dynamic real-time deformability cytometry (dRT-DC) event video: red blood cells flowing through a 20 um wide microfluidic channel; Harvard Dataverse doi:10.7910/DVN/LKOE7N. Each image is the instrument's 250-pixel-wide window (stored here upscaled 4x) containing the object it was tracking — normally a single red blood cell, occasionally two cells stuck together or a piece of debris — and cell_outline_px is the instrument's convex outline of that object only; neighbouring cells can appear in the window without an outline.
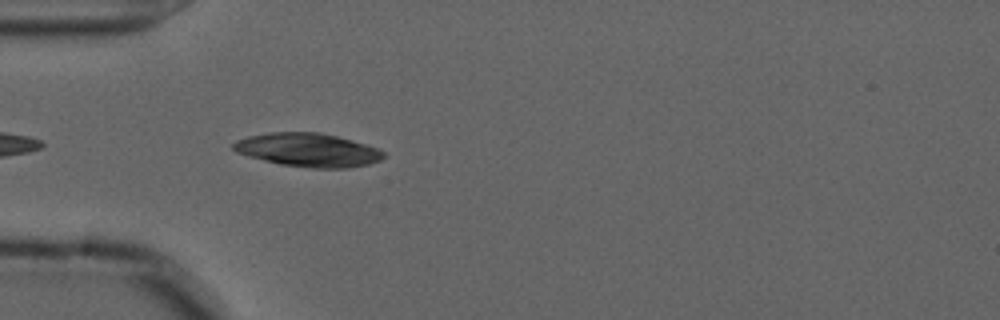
{"species": "common noctule bat (a hibernating species)", "species_latin": "Nyctalus noctula", "temperature_condition": "cold", "stored_images_in_passage": 40, "camera_frame_rate_fps": 3000, "um_per_image_px": 0.085, "animal": {"sex": "male", "forearm_length_mm": 52.5}, "frame": {"image": 1, "passage_image": 3, "time_ms": 0.667, "image_size_px": [1000, 320], "cell_outline_px": [[384, 156], [380, 160], [368, 164], [348, 168], [312, 168], [280, 164], [248, 156], [236, 152], [232, 148], [232, 144], [236, 140], [248, 136], [268, 132], [320, 132], [368, 144], [384, 152]], "centroid_in_image_um": [26.16, 12.74], "position_along_channel_um": 58.8, "area_um2": 29.36}}
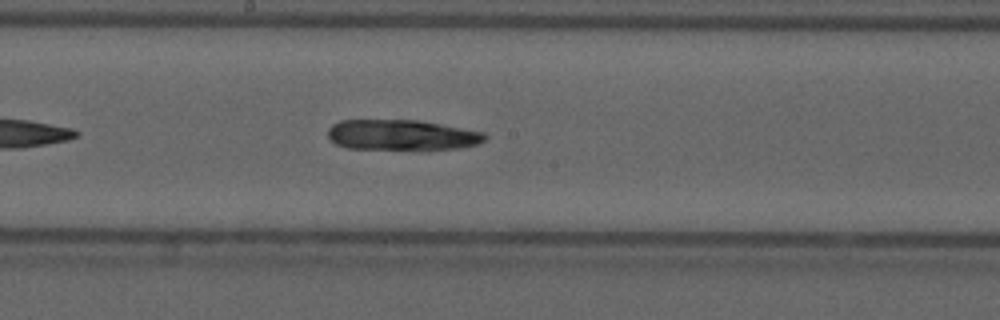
{"frame": {"image": 2, "passage_image": 16, "time_ms": 5.0, "image_size_px": [1000, 320], "cell_outline_px": [[488, 136], [484, 140], [476, 144], [460, 148], [424, 152], [348, 148], [336, 144], [328, 136], [328, 128], [332, 124], [340, 120], [420, 120], [484, 132]], "centroid_in_image_um": [34.18, 11.52], "position_along_channel_um": 214.0, "area_um2": 29.02}}
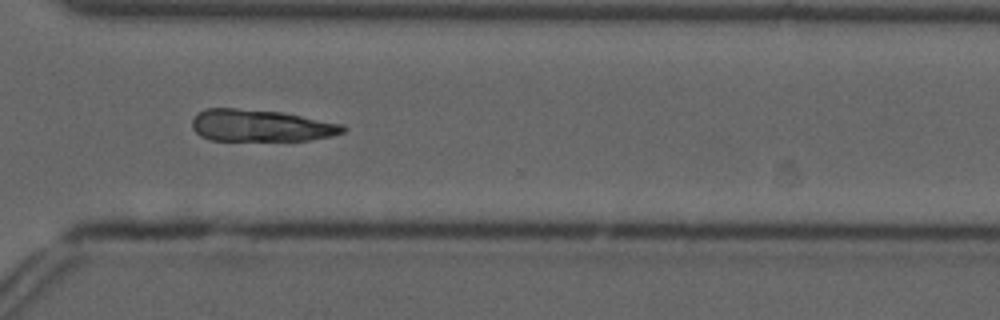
{"frame": {"image": 3, "passage_image": 27, "time_ms": 8.667, "image_size_px": [1000, 320], "cell_outline_px": [[348, 128], [344, 132], [332, 136], [308, 140], [208, 140], [200, 136], [192, 128], [192, 120], [200, 112], [208, 108], [236, 108], [280, 112], [344, 124]], "centroid_in_image_um": [22.18, 10.68], "position_along_channel_um": 348.4, "area_um2": 27.98}}